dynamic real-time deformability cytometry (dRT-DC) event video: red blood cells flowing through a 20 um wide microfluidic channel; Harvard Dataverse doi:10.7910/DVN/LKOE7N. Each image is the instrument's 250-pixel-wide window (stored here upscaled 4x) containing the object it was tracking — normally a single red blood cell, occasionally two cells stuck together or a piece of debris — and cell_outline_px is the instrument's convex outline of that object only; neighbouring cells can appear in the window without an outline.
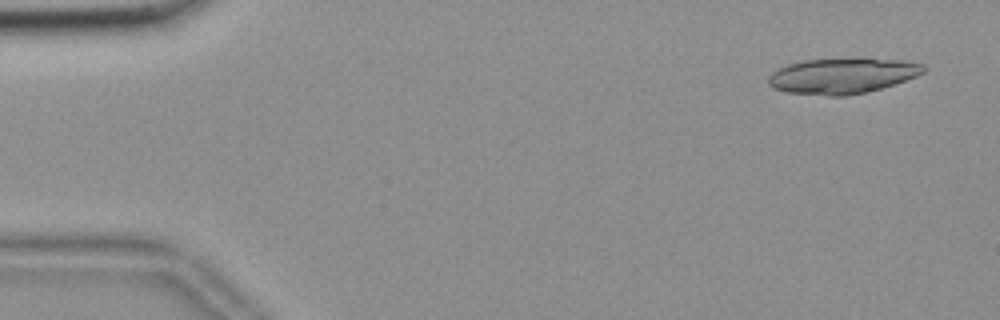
{"species": "common noctule bat (a hibernating species)", "species_latin": "Nyctalus noctula", "temperature_condition": "room temperature", "stored_images_in_passage": 54, "segment_of_instrument_passage": [1, 2], "camera_frame_rate_fps": 3000, "um_per_image_px": 0.085, "animal": {"sex": "female", "body_mass_g": 18.4}, "frame": {"image": 1, "passage_image": 3, "time_ms": 0.667, "image_size_px": [1000, 320], "cell_outline_px": [[924, 72], [916, 76], [880, 88], [864, 92], [844, 96], [828, 96], [788, 92], [772, 88], [768, 84], [768, 76], [772, 72], [788, 64], [804, 60], [904, 60], [924, 64]], "centroid_in_image_um": [71.54, 6.47], "position_along_channel_um": 13.5, "area_um2": 31.27}}